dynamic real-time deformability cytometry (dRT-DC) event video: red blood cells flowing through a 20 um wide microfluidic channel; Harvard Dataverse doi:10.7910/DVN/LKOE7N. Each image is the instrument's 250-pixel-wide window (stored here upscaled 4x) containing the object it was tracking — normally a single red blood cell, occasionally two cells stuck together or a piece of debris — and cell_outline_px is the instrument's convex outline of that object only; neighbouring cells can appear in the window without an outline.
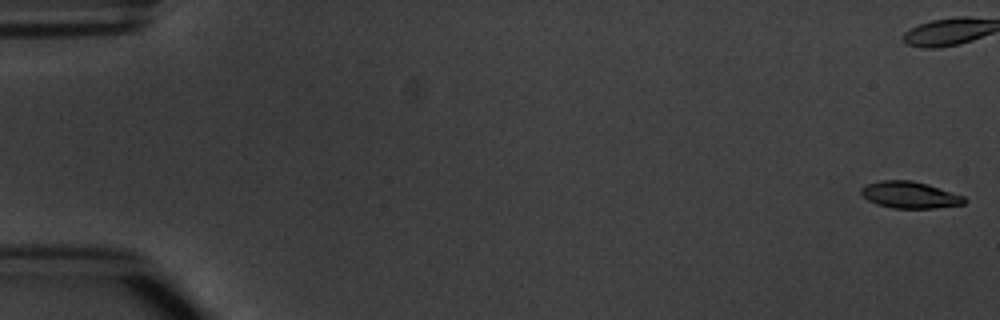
{"species": "common noctule bat (a hibernating species)", "species_latin": "Nyctalus noctula", "temperature_condition": "warm", "stored_images_in_passage": 6, "camera_frame_rate_fps": 3000, "um_per_image_px": 0.085, "animal": {"sex": "male", "body_mass_g": 20.1, "forearm_length_mm": 53.5}, "frame": {"image": 1, "passage_image": 1, "time_ms": 0.0, "image_size_px": [1000, 320], "cell_outline_px": [[968, 200], [964, 204], [936, 208], [892, 208], [876, 204], [868, 200], [860, 192], [860, 188], [868, 184], [880, 180], [912, 180], [928, 184], [964, 196]], "centroid_in_image_um": [77.35, 16.56], "position_along_channel_um": 7.7, "area_um2": 16.13}}
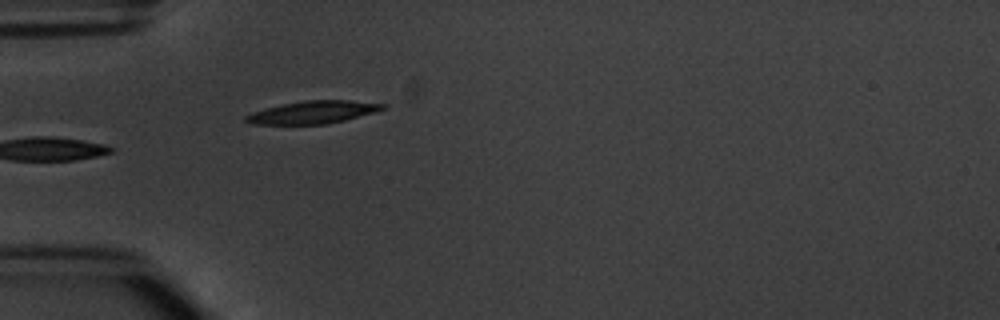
{"frame": {"image": 2, "passage_image": 6, "time_ms": 6.0, "image_size_px": [1000, 320], "cell_outline_px": [[388, 108], [376, 112], [328, 124], [252, 124], [244, 120], [244, 116], [252, 112], [264, 108], [304, 100], [348, 100], [388, 104]], "centroid_in_image_um": [26.64, 9.53], "position_along_channel_um": 58.4, "area_um2": 18.15}}